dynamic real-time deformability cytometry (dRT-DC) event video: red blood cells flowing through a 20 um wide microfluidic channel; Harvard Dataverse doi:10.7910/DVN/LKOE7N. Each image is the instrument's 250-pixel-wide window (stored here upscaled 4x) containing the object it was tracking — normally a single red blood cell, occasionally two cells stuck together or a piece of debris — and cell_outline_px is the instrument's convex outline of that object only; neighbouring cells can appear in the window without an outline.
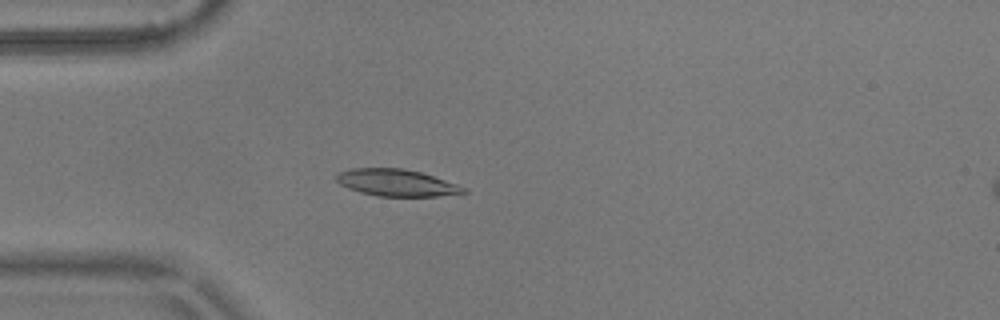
{"species": "common noctule bat (a hibernating species)", "species_latin": "Nyctalus noctula", "temperature_condition": "warm", "stored_images_in_passage": 3, "camera_frame_rate_fps": 3000, "um_per_image_px": 0.085, "animal": {"sex": "male", "body_mass_g": 17.9}, "frame": {"image": 1, "passage_image": 3, "time_ms": 0.667, "image_size_px": [1000, 320], "cell_outline_px": [[468, 192], [436, 196], [376, 196], [360, 192], [348, 188], [340, 184], [336, 180], [336, 172], [352, 168], [404, 168], [420, 172], [468, 188]], "centroid_in_image_um": [33.67, 15.53], "position_along_channel_um": 51.3, "area_um2": 19.88}}